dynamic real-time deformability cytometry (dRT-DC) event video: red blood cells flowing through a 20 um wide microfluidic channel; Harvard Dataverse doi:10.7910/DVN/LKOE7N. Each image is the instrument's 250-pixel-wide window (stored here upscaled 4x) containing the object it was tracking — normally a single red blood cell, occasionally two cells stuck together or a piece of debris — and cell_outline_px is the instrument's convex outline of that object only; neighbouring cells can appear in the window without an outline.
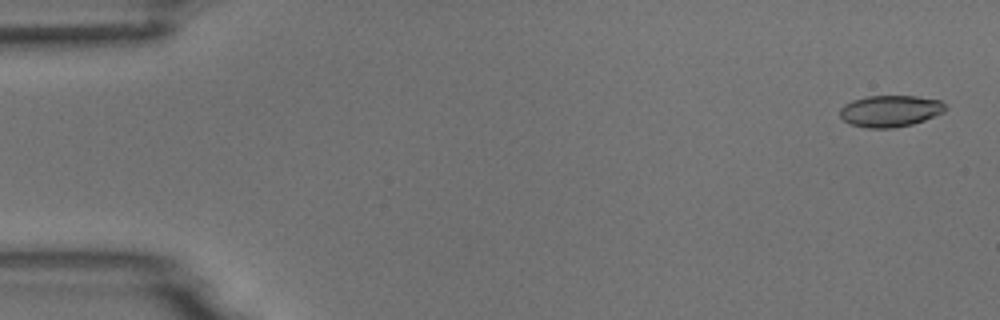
{"species": "common noctule bat (a hibernating species)", "species_latin": "Nyctalus noctula", "temperature_condition": "room temperature", "stored_images_in_passage": 52, "camera_frame_rate_fps": 3000, "um_per_image_px": 0.085, "animal": {"sex": "male", "body_mass_g": 18.8}, "frame": {"image": 1, "passage_image": 1, "time_ms": 0.0, "image_size_px": [1000, 320], "cell_outline_px": [[948, 108], [944, 112], [924, 120], [912, 124], [892, 128], [868, 128], [852, 124], [844, 120], [840, 116], [840, 108], [844, 104], [852, 100], [868, 96], [916, 96], [940, 100]], "centroid_in_image_um": [75.67, 9.43], "position_along_channel_um": 9.3, "area_um2": 19.36}}
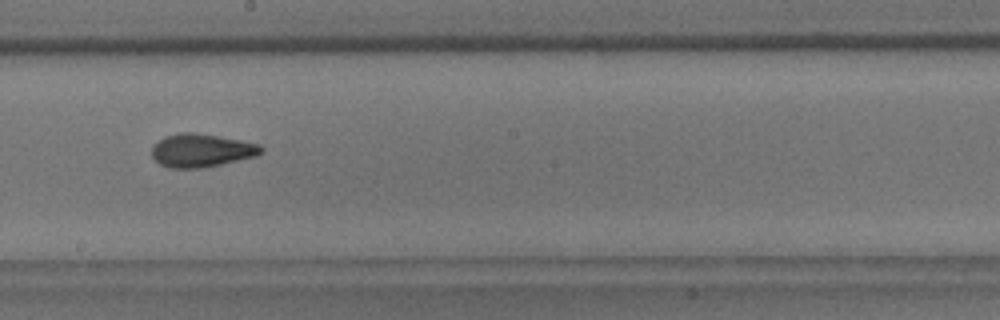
{"frame": {"image": 2, "passage_image": 29, "time_ms": 9.333, "image_size_px": [1000, 320], "cell_outline_px": [[264, 152], [256, 156], [204, 168], [168, 168], [160, 164], [152, 156], [152, 144], [164, 136], [180, 132], [192, 132], [240, 140], [260, 144], [264, 148]], "centroid_in_image_um": [17.11, 12.79], "position_along_channel_um": 231.1, "area_um2": 21.33}}
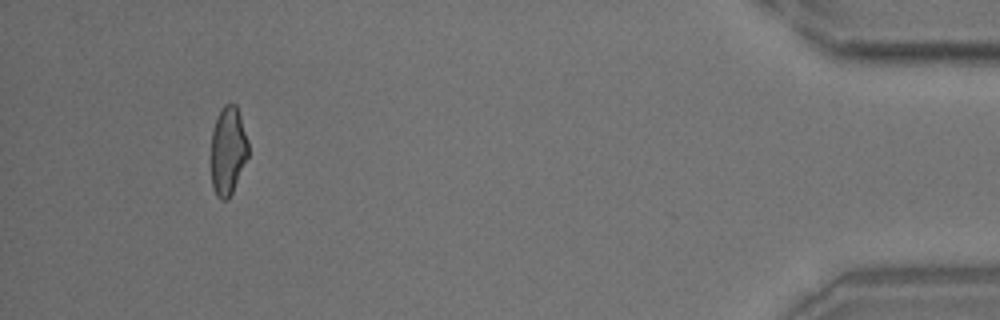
{"frame": {"image": 3, "passage_image": 49, "time_ms": 16.0, "image_size_px": [1000, 320], "cell_outline_px": [[248, 156], [232, 192], [228, 200], [220, 200], [216, 196], [212, 188], [212, 132], [216, 120], [224, 104], [236, 104], [248, 140]], "centroid_in_image_um": [19.38, 12.84], "position_along_channel_um": 415.8, "area_um2": 18.9}, "authors_computed_cell_mechanics": {"area_um2": 20.2589, "velocity_mm_per_s": 3.7815, "shape_relaxation_time_tau1_ms": 6.0682, "shape_relaxation_time_tau2_ms": 1.9499, "deformation_change_tau1": 0.1573, "deformation_change_tau2": 0.0776}}